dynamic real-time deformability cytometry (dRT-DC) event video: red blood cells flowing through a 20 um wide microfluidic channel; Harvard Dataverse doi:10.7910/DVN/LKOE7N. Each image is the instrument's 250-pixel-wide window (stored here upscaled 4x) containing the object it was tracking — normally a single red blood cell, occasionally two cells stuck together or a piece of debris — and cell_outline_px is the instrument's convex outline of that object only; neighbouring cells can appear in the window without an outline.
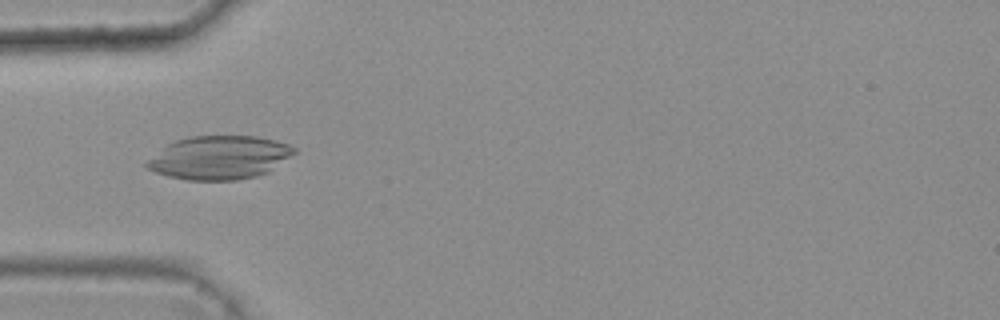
{"species": "common noctule bat (a hibernating species)", "species_latin": "Nyctalus noctula", "temperature_condition": "warm", "stored_images_in_passage": 50, "camera_frame_rate_fps": 3000, "um_per_image_px": 0.085, "animal": {"sex": "female", "body_mass_g": 25.1}, "frame": {"image": 1, "passage_image": 16, "time_ms": 5.0, "image_size_px": [1000, 320], "cell_outline_px": [[296, 152], [268, 172], [256, 176], [236, 180], [188, 180], [168, 176], [156, 172], [148, 168], [144, 164], [148, 160], [168, 144], [176, 140], [192, 136], [256, 136], [288, 144], [296, 148]], "centroid_in_image_um": [18.66, 13.4], "position_along_channel_um": 66.3, "area_um2": 36.93}}
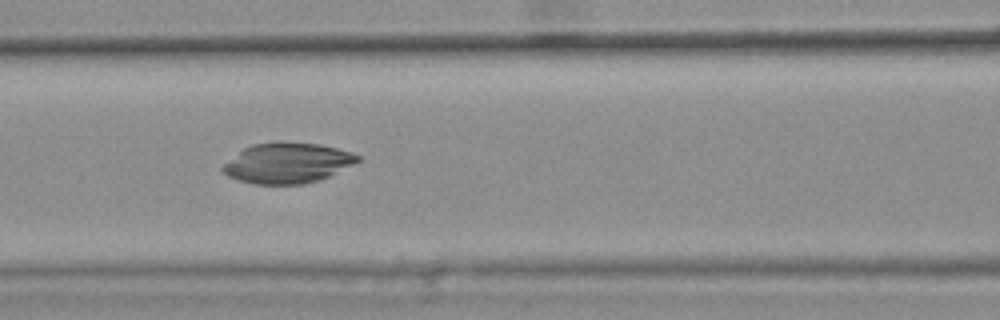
{"frame": {"image": 2, "passage_image": 22, "time_ms": 7.0, "image_size_px": [1000, 320], "cell_outline_px": [[360, 160], [320, 180], [304, 184], [256, 184], [236, 180], [228, 176], [220, 168], [224, 164], [244, 148], [252, 144], [316, 144], [336, 148], [352, 152], [360, 156]], "centroid_in_image_um": [24.41, 13.89], "position_along_channel_um": 142.2, "area_um2": 30.81}}
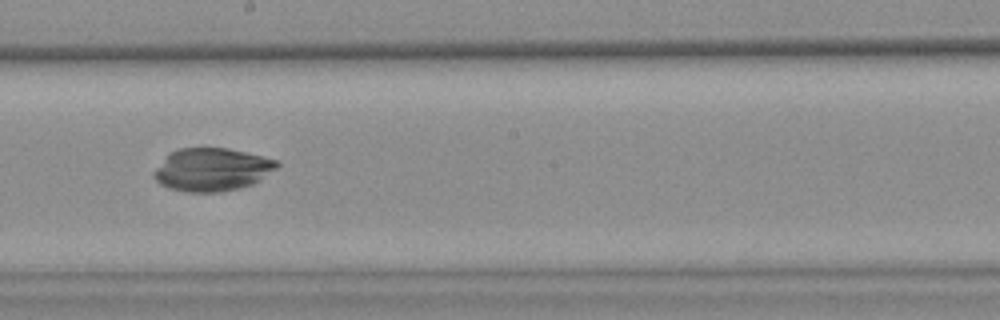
{"frame": {"image": 3, "passage_image": 29, "time_ms": 9.333, "image_size_px": [1000, 320], "cell_outline_px": [[280, 164], [276, 168], [260, 180], [252, 184], [240, 188], [220, 192], [184, 192], [168, 188], [160, 184], [152, 176], [152, 172], [168, 152], [180, 148], [228, 148], [276, 160]], "centroid_in_image_um": [17.96, 14.42], "position_along_channel_um": 230.2, "area_um2": 30.92}}